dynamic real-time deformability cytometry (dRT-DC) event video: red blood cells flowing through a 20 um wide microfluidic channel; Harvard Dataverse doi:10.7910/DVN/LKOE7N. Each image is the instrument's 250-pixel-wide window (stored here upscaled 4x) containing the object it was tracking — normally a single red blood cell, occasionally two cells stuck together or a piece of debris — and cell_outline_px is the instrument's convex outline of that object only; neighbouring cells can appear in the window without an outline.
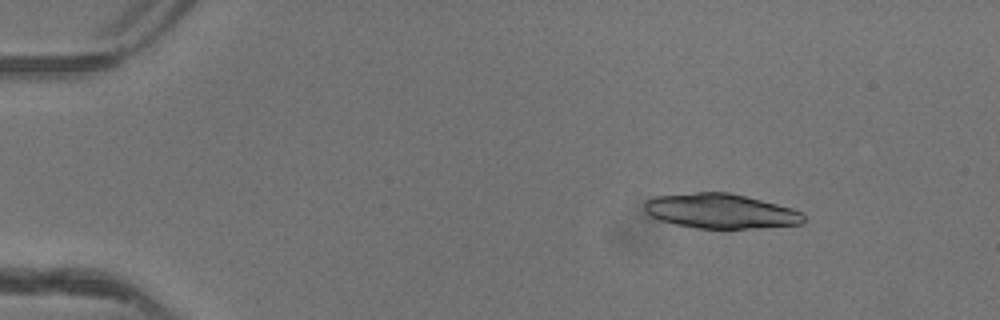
{"species": "common noctule bat (a hibernating species)", "species_latin": "Nyctalus noctula", "temperature_condition": "warm", "stored_images_in_passage": 11, "camera_frame_rate_fps": 3000, "um_per_image_px": 0.085, "animal": {"sex": "female"}, "frame": {"image": 1, "passage_image": 1, "time_ms": 0.0, "image_size_px": [1000, 320], "cell_outline_px": [[804, 220], [800, 224], [724, 232], [696, 228], [676, 224], [660, 220], [652, 216], [644, 208], [644, 204], [648, 200], [656, 196], [696, 192], [728, 192], [792, 208], [804, 212]], "centroid_in_image_um": [61.3, 17.99], "position_along_channel_um": 23.7, "area_um2": 32.89}}